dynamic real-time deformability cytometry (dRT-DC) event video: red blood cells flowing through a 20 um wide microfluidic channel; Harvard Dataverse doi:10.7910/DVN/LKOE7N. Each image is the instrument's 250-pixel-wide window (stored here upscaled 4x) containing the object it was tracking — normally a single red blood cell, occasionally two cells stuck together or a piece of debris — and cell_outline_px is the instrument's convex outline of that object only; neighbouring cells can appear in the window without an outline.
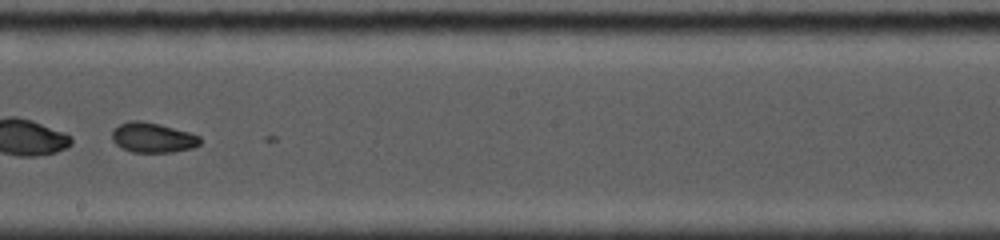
{"species": "common noctule bat (a hibernating species)", "species_latin": "Nyctalus noctula", "temperature_condition": "cold", "stored_images_in_passage": 11, "camera_frame_rate_fps": 5000, "um_per_image_px": 0.085, "animal": {"sex": "female", "body_mass_g": 19.0, "forearm_length_mm": 53.3}, "frame": {"image": 1, "passage_image": 5, "time_ms": 4.4, "image_size_px": [1000, 240], "cell_outline_px": [[200, 144], [192, 148], [172, 152], [132, 152], [120, 148], [112, 140], [112, 132], [120, 124], [128, 120], [140, 120], [160, 124], [188, 132], [200, 136]], "centroid_in_image_um": [12.96, 11.7], "position_along_channel_um": 235.2, "area_um2": 15.37}}
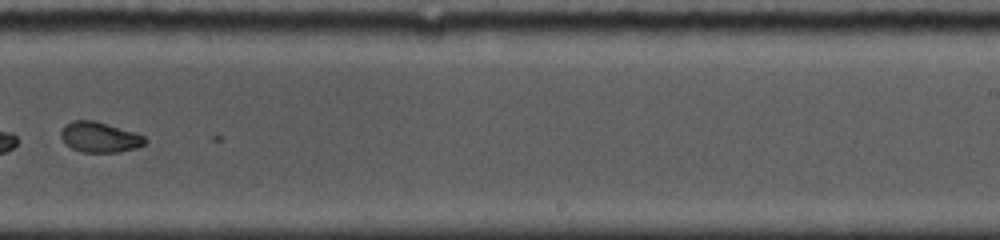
{"frame": {"image": 2, "passage_image": 6, "time_ms": 5.6, "image_size_px": [1000, 240], "cell_outline_px": [[148, 140], [144, 144], [136, 148], [120, 152], [84, 152], [72, 148], [64, 144], [60, 136], [60, 132], [72, 120], [96, 120], [136, 132], [144, 136]], "centroid_in_image_um": [8.49, 11.65], "position_along_channel_um": 280.5, "area_um2": 15.03}}